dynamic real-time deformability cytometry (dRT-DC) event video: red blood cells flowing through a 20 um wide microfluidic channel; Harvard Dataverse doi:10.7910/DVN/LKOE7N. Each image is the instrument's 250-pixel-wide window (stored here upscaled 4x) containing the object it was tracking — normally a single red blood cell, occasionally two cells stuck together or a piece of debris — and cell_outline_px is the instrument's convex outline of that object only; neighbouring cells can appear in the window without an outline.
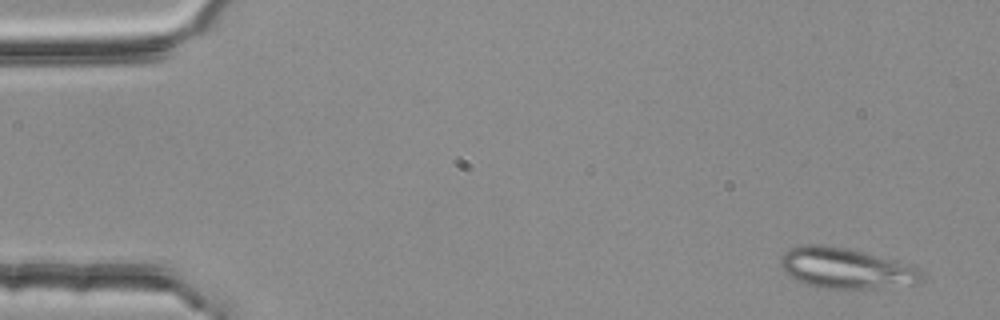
{"species": "common noctule bat (a hibernating species)", "species_latin": "Nyctalus noctula", "temperature_condition": "room temperature", "stored_images_in_passage": 3, "camera_frame_rate_fps": 3000, "um_per_image_px": 0.085, "animal": {"sex": "female", "body_mass_g": 25.1}, "frame": {"image": 1, "passage_image": 1, "time_ms": 0.0, "image_size_px": [1000, 320], "cell_outline_px": [[924, 280], [920, 284], [872, 288], [824, 288], [804, 284], [796, 280], [784, 272], [780, 268], [780, 256], [788, 248], [800, 244], [824, 244], [844, 248], [892, 260], [920, 268], [924, 272]], "centroid_in_image_um": [71.87, 22.8], "position_along_channel_um": 13.1, "area_um2": 33.52}}